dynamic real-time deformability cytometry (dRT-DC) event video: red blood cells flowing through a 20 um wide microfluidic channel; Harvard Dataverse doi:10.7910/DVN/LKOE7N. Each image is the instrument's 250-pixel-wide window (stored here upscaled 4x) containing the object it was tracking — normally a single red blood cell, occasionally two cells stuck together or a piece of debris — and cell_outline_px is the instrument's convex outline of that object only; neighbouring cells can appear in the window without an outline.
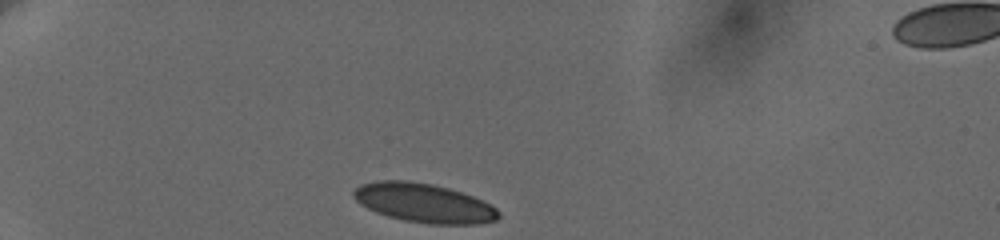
{"species": "human", "species_latin": "Homo sapiens", "temperature_condition": "cold", "stored_images_in_passage": 35, "camera_frame_rate_fps": 3000, "um_per_image_px": 0.085, "donor": {"sex": "female"}, "frame": {"image": 1, "passage_image": 1, "time_ms": 0.0, "image_size_px": [1000, 240], "cell_outline_px": [[500, 216], [496, 220], [476, 224], [428, 224], [404, 220], [388, 216], [376, 212], [360, 204], [352, 196], [352, 192], [360, 184], [376, 180], [408, 180], [432, 184], [448, 188], [484, 200], [496, 208], [500, 212]], "centroid_in_image_um": [36.02, 17.25], "position_along_channel_um": 49.0, "area_um2": 33.12}}
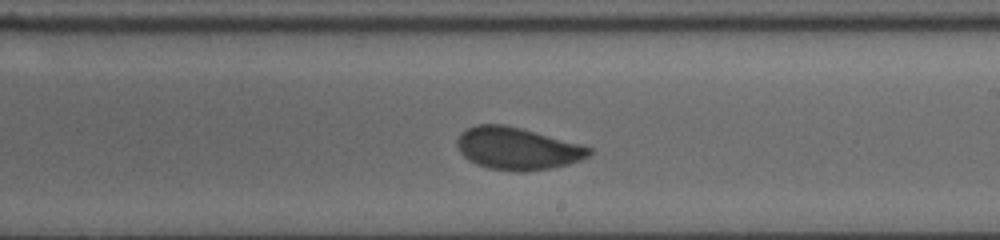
{"frame": {"image": 2, "passage_image": 21, "time_ms": 6.667, "image_size_px": [1000, 240], "cell_outline_px": [[592, 152], [588, 156], [580, 160], [568, 164], [548, 168], [520, 172], [488, 168], [476, 164], [468, 160], [460, 152], [456, 144], [456, 140], [460, 132], [476, 124], [504, 124], [520, 128], [580, 144], [592, 148]], "centroid_in_image_um": [43.93, 12.62], "position_along_channel_um": 245.1, "area_um2": 32.37}}
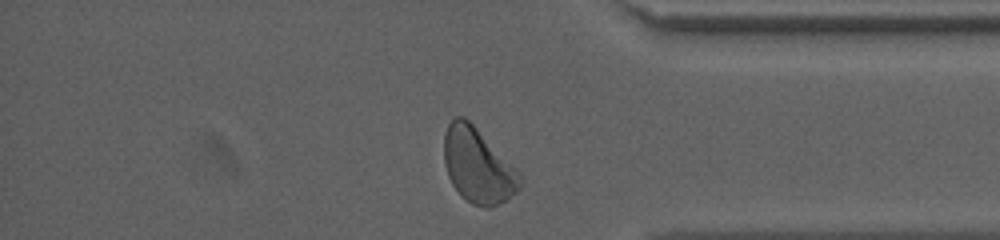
{"frame": {"image": 3, "passage_image": 34, "time_ms": 11.0, "image_size_px": [1000, 240], "cell_outline_px": [[520, 188], [508, 200], [492, 208], [484, 208], [472, 204], [460, 196], [452, 184], [448, 176], [444, 164], [444, 132], [448, 124], [456, 116], [464, 116], [520, 172]], "centroid_in_image_um": [40.6, 14.12], "position_along_channel_um": 394.6, "area_um2": 33.12}, "authors_computed_cell_mechanics": {"area_um2": 32.8882, "velocity_mm_per_s": 3.6135, "shape_relaxation_time_tau1_ms": 6.4514, "shape_relaxation_time_tau2_ms": 0.6724, "deformation_change_tau1": 0.1424, "deformation_change_tau2": 0.0676}}